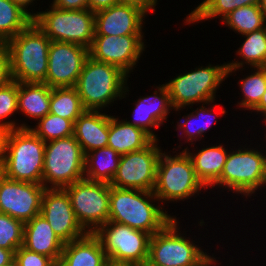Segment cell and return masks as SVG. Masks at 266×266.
<instances>
[{
    "label": "cell",
    "mask_w": 266,
    "mask_h": 266,
    "mask_svg": "<svg viewBox=\"0 0 266 266\" xmlns=\"http://www.w3.org/2000/svg\"><path fill=\"white\" fill-rule=\"evenodd\" d=\"M252 111L257 112L256 114H261L264 117V122L266 123V91L264 92L259 104Z\"/></svg>",
    "instance_id": "ee69618b"
},
{
    "label": "cell",
    "mask_w": 266,
    "mask_h": 266,
    "mask_svg": "<svg viewBox=\"0 0 266 266\" xmlns=\"http://www.w3.org/2000/svg\"><path fill=\"white\" fill-rule=\"evenodd\" d=\"M51 4L62 10L88 9V0H53Z\"/></svg>",
    "instance_id": "f35d334b"
},
{
    "label": "cell",
    "mask_w": 266,
    "mask_h": 266,
    "mask_svg": "<svg viewBox=\"0 0 266 266\" xmlns=\"http://www.w3.org/2000/svg\"><path fill=\"white\" fill-rule=\"evenodd\" d=\"M128 77L120 68L88 56L75 86L84 109L103 112L114 101L126 98Z\"/></svg>",
    "instance_id": "7a4b0ae2"
},
{
    "label": "cell",
    "mask_w": 266,
    "mask_h": 266,
    "mask_svg": "<svg viewBox=\"0 0 266 266\" xmlns=\"http://www.w3.org/2000/svg\"><path fill=\"white\" fill-rule=\"evenodd\" d=\"M158 0H117V3L123 4H133L142 9H144L147 13L154 12L155 7L158 4Z\"/></svg>",
    "instance_id": "ab89813d"
},
{
    "label": "cell",
    "mask_w": 266,
    "mask_h": 266,
    "mask_svg": "<svg viewBox=\"0 0 266 266\" xmlns=\"http://www.w3.org/2000/svg\"><path fill=\"white\" fill-rule=\"evenodd\" d=\"M253 148V149H252ZM239 147L229 151L223 171L212 188H226L235 194H252L266 186V150ZM264 152V153H262ZM216 185V186H215Z\"/></svg>",
    "instance_id": "52a82bcc"
},
{
    "label": "cell",
    "mask_w": 266,
    "mask_h": 266,
    "mask_svg": "<svg viewBox=\"0 0 266 266\" xmlns=\"http://www.w3.org/2000/svg\"><path fill=\"white\" fill-rule=\"evenodd\" d=\"M64 244L41 214L25 222L22 246L28 250L46 255L55 262H59Z\"/></svg>",
    "instance_id": "44dd1931"
},
{
    "label": "cell",
    "mask_w": 266,
    "mask_h": 266,
    "mask_svg": "<svg viewBox=\"0 0 266 266\" xmlns=\"http://www.w3.org/2000/svg\"><path fill=\"white\" fill-rule=\"evenodd\" d=\"M227 79V64L196 67L165 83L173 109L215 101L216 91Z\"/></svg>",
    "instance_id": "ba28073f"
},
{
    "label": "cell",
    "mask_w": 266,
    "mask_h": 266,
    "mask_svg": "<svg viewBox=\"0 0 266 266\" xmlns=\"http://www.w3.org/2000/svg\"><path fill=\"white\" fill-rule=\"evenodd\" d=\"M51 40L32 22L6 42L12 80L45 83Z\"/></svg>",
    "instance_id": "3957f363"
},
{
    "label": "cell",
    "mask_w": 266,
    "mask_h": 266,
    "mask_svg": "<svg viewBox=\"0 0 266 266\" xmlns=\"http://www.w3.org/2000/svg\"><path fill=\"white\" fill-rule=\"evenodd\" d=\"M89 49L75 43L51 41L45 83L51 88L75 87Z\"/></svg>",
    "instance_id": "5bb4252c"
},
{
    "label": "cell",
    "mask_w": 266,
    "mask_h": 266,
    "mask_svg": "<svg viewBox=\"0 0 266 266\" xmlns=\"http://www.w3.org/2000/svg\"><path fill=\"white\" fill-rule=\"evenodd\" d=\"M78 223L94 233L109 220L110 184L82 179L64 187Z\"/></svg>",
    "instance_id": "8fae6325"
},
{
    "label": "cell",
    "mask_w": 266,
    "mask_h": 266,
    "mask_svg": "<svg viewBox=\"0 0 266 266\" xmlns=\"http://www.w3.org/2000/svg\"><path fill=\"white\" fill-rule=\"evenodd\" d=\"M51 87L46 83L18 82V113L37 122L49 113Z\"/></svg>",
    "instance_id": "d4e9b609"
},
{
    "label": "cell",
    "mask_w": 266,
    "mask_h": 266,
    "mask_svg": "<svg viewBox=\"0 0 266 266\" xmlns=\"http://www.w3.org/2000/svg\"><path fill=\"white\" fill-rule=\"evenodd\" d=\"M13 1L18 7H20L23 11H25L32 19L35 18V13H31L27 8L29 5H33V1L35 0H11ZM32 3V4H31Z\"/></svg>",
    "instance_id": "7bdbcfd3"
},
{
    "label": "cell",
    "mask_w": 266,
    "mask_h": 266,
    "mask_svg": "<svg viewBox=\"0 0 266 266\" xmlns=\"http://www.w3.org/2000/svg\"><path fill=\"white\" fill-rule=\"evenodd\" d=\"M109 260L94 233L65 243L59 263L62 266H107Z\"/></svg>",
    "instance_id": "7402d4cb"
},
{
    "label": "cell",
    "mask_w": 266,
    "mask_h": 266,
    "mask_svg": "<svg viewBox=\"0 0 266 266\" xmlns=\"http://www.w3.org/2000/svg\"><path fill=\"white\" fill-rule=\"evenodd\" d=\"M45 144L31 129L8 131L1 174L16 181L42 184Z\"/></svg>",
    "instance_id": "277c9868"
},
{
    "label": "cell",
    "mask_w": 266,
    "mask_h": 266,
    "mask_svg": "<svg viewBox=\"0 0 266 266\" xmlns=\"http://www.w3.org/2000/svg\"><path fill=\"white\" fill-rule=\"evenodd\" d=\"M94 235L111 262L144 264L148 260L151 235L144 231L108 221Z\"/></svg>",
    "instance_id": "7c38bea8"
},
{
    "label": "cell",
    "mask_w": 266,
    "mask_h": 266,
    "mask_svg": "<svg viewBox=\"0 0 266 266\" xmlns=\"http://www.w3.org/2000/svg\"><path fill=\"white\" fill-rule=\"evenodd\" d=\"M212 103L217 106L215 101L203 103L200 108H197L195 111L193 110L186 116L184 115L181 120L177 121L176 129L180 132L182 129L183 132H181L180 135L182 136V134L184 133V137H186L185 143L189 141L192 146L193 144H195L193 142L198 141L199 138H203V135L209 130V127L213 124L214 121L215 123H217V112L215 114L212 113L214 112L213 110L216 108V106L214 104L212 105ZM207 105H210L211 108L207 107ZM182 119H184V121Z\"/></svg>",
    "instance_id": "83f0119b"
},
{
    "label": "cell",
    "mask_w": 266,
    "mask_h": 266,
    "mask_svg": "<svg viewBox=\"0 0 266 266\" xmlns=\"http://www.w3.org/2000/svg\"><path fill=\"white\" fill-rule=\"evenodd\" d=\"M155 201L159 204L153 191L115 188L110 185L108 221L127 225L152 236L175 218L162 208V204H153Z\"/></svg>",
    "instance_id": "6da1fadb"
},
{
    "label": "cell",
    "mask_w": 266,
    "mask_h": 266,
    "mask_svg": "<svg viewBox=\"0 0 266 266\" xmlns=\"http://www.w3.org/2000/svg\"><path fill=\"white\" fill-rule=\"evenodd\" d=\"M7 130L0 127V166L3 164L4 151H5V140L7 135Z\"/></svg>",
    "instance_id": "f6af8a7d"
},
{
    "label": "cell",
    "mask_w": 266,
    "mask_h": 266,
    "mask_svg": "<svg viewBox=\"0 0 266 266\" xmlns=\"http://www.w3.org/2000/svg\"><path fill=\"white\" fill-rule=\"evenodd\" d=\"M53 266H59V262H56Z\"/></svg>",
    "instance_id": "f907efd6"
},
{
    "label": "cell",
    "mask_w": 266,
    "mask_h": 266,
    "mask_svg": "<svg viewBox=\"0 0 266 266\" xmlns=\"http://www.w3.org/2000/svg\"><path fill=\"white\" fill-rule=\"evenodd\" d=\"M14 113H18V82L12 80L0 88V127L7 131L19 129V123L12 121L11 118L8 121H3Z\"/></svg>",
    "instance_id": "e575fe53"
},
{
    "label": "cell",
    "mask_w": 266,
    "mask_h": 266,
    "mask_svg": "<svg viewBox=\"0 0 266 266\" xmlns=\"http://www.w3.org/2000/svg\"><path fill=\"white\" fill-rule=\"evenodd\" d=\"M12 81L10 59L6 42L0 41V88Z\"/></svg>",
    "instance_id": "74e56055"
},
{
    "label": "cell",
    "mask_w": 266,
    "mask_h": 266,
    "mask_svg": "<svg viewBox=\"0 0 266 266\" xmlns=\"http://www.w3.org/2000/svg\"><path fill=\"white\" fill-rule=\"evenodd\" d=\"M144 35H95L89 56L120 68L129 77L145 51Z\"/></svg>",
    "instance_id": "9a60e30c"
},
{
    "label": "cell",
    "mask_w": 266,
    "mask_h": 266,
    "mask_svg": "<svg viewBox=\"0 0 266 266\" xmlns=\"http://www.w3.org/2000/svg\"><path fill=\"white\" fill-rule=\"evenodd\" d=\"M153 93L149 96H141L137 102L135 101V106L132 110L133 120L127 121L126 118L125 121L133 126L142 128L154 140H157L158 137L152 129H159V127L164 125L168 114L174 109L165 84L156 86V90Z\"/></svg>",
    "instance_id": "d6986e66"
},
{
    "label": "cell",
    "mask_w": 266,
    "mask_h": 266,
    "mask_svg": "<svg viewBox=\"0 0 266 266\" xmlns=\"http://www.w3.org/2000/svg\"><path fill=\"white\" fill-rule=\"evenodd\" d=\"M49 9L35 12L33 22L51 41L91 47L95 36V12L89 9L62 10L52 4Z\"/></svg>",
    "instance_id": "9c48e42d"
},
{
    "label": "cell",
    "mask_w": 266,
    "mask_h": 266,
    "mask_svg": "<svg viewBox=\"0 0 266 266\" xmlns=\"http://www.w3.org/2000/svg\"><path fill=\"white\" fill-rule=\"evenodd\" d=\"M148 13L133 4L117 3L95 12V35H144L142 29Z\"/></svg>",
    "instance_id": "ac0fdd59"
},
{
    "label": "cell",
    "mask_w": 266,
    "mask_h": 266,
    "mask_svg": "<svg viewBox=\"0 0 266 266\" xmlns=\"http://www.w3.org/2000/svg\"><path fill=\"white\" fill-rule=\"evenodd\" d=\"M253 73L240 79L237 84L242 92V100L237 104L245 110H253L266 91V67H254ZM256 70V71H255Z\"/></svg>",
    "instance_id": "836d02e7"
},
{
    "label": "cell",
    "mask_w": 266,
    "mask_h": 266,
    "mask_svg": "<svg viewBox=\"0 0 266 266\" xmlns=\"http://www.w3.org/2000/svg\"><path fill=\"white\" fill-rule=\"evenodd\" d=\"M154 139L142 128L109 115V137L107 147L113 148L119 155L139 151Z\"/></svg>",
    "instance_id": "603a6c76"
},
{
    "label": "cell",
    "mask_w": 266,
    "mask_h": 266,
    "mask_svg": "<svg viewBox=\"0 0 266 266\" xmlns=\"http://www.w3.org/2000/svg\"><path fill=\"white\" fill-rule=\"evenodd\" d=\"M161 152L156 169L154 195L160 203L178 202L199 195L206 187L198 179L192 160L185 150L176 155Z\"/></svg>",
    "instance_id": "8992f818"
},
{
    "label": "cell",
    "mask_w": 266,
    "mask_h": 266,
    "mask_svg": "<svg viewBox=\"0 0 266 266\" xmlns=\"http://www.w3.org/2000/svg\"><path fill=\"white\" fill-rule=\"evenodd\" d=\"M117 4V0H88V9L97 12Z\"/></svg>",
    "instance_id": "60d3db41"
},
{
    "label": "cell",
    "mask_w": 266,
    "mask_h": 266,
    "mask_svg": "<svg viewBox=\"0 0 266 266\" xmlns=\"http://www.w3.org/2000/svg\"><path fill=\"white\" fill-rule=\"evenodd\" d=\"M260 0H203L185 19V24L190 25L195 22L207 21L215 17L222 20L236 8L259 5ZM222 16V17H221Z\"/></svg>",
    "instance_id": "f1b7e54d"
},
{
    "label": "cell",
    "mask_w": 266,
    "mask_h": 266,
    "mask_svg": "<svg viewBox=\"0 0 266 266\" xmlns=\"http://www.w3.org/2000/svg\"><path fill=\"white\" fill-rule=\"evenodd\" d=\"M226 27L238 34L244 35L266 26V20L259 5H248L236 8L222 20Z\"/></svg>",
    "instance_id": "1f68e13d"
},
{
    "label": "cell",
    "mask_w": 266,
    "mask_h": 266,
    "mask_svg": "<svg viewBox=\"0 0 266 266\" xmlns=\"http://www.w3.org/2000/svg\"><path fill=\"white\" fill-rule=\"evenodd\" d=\"M85 111L75 87L51 88L49 113L73 123Z\"/></svg>",
    "instance_id": "f546056e"
},
{
    "label": "cell",
    "mask_w": 266,
    "mask_h": 266,
    "mask_svg": "<svg viewBox=\"0 0 266 266\" xmlns=\"http://www.w3.org/2000/svg\"><path fill=\"white\" fill-rule=\"evenodd\" d=\"M259 7L260 11L263 13V16L266 20V0H260Z\"/></svg>",
    "instance_id": "7dc6e473"
},
{
    "label": "cell",
    "mask_w": 266,
    "mask_h": 266,
    "mask_svg": "<svg viewBox=\"0 0 266 266\" xmlns=\"http://www.w3.org/2000/svg\"><path fill=\"white\" fill-rule=\"evenodd\" d=\"M73 136L84 154L107 147L109 115L100 111L85 110L74 122Z\"/></svg>",
    "instance_id": "ffe728a7"
},
{
    "label": "cell",
    "mask_w": 266,
    "mask_h": 266,
    "mask_svg": "<svg viewBox=\"0 0 266 266\" xmlns=\"http://www.w3.org/2000/svg\"><path fill=\"white\" fill-rule=\"evenodd\" d=\"M85 154L72 135L46 142L42 185L64 188L85 178Z\"/></svg>",
    "instance_id": "30bf717a"
},
{
    "label": "cell",
    "mask_w": 266,
    "mask_h": 266,
    "mask_svg": "<svg viewBox=\"0 0 266 266\" xmlns=\"http://www.w3.org/2000/svg\"><path fill=\"white\" fill-rule=\"evenodd\" d=\"M179 222L173 218L162 230L150 237L148 260L160 266H215L217 258L209 256L193 239L179 231ZM191 239V240H190ZM217 263V264H216Z\"/></svg>",
    "instance_id": "5b68a950"
},
{
    "label": "cell",
    "mask_w": 266,
    "mask_h": 266,
    "mask_svg": "<svg viewBox=\"0 0 266 266\" xmlns=\"http://www.w3.org/2000/svg\"><path fill=\"white\" fill-rule=\"evenodd\" d=\"M40 214L64 243L84 237L87 232L78 223L68 193L64 188H46Z\"/></svg>",
    "instance_id": "e0dca14e"
},
{
    "label": "cell",
    "mask_w": 266,
    "mask_h": 266,
    "mask_svg": "<svg viewBox=\"0 0 266 266\" xmlns=\"http://www.w3.org/2000/svg\"><path fill=\"white\" fill-rule=\"evenodd\" d=\"M24 222L0 213V248L17 250L23 245Z\"/></svg>",
    "instance_id": "d590c367"
},
{
    "label": "cell",
    "mask_w": 266,
    "mask_h": 266,
    "mask_svg": "<svg viewBox=\"0 0 266 266\" xmlns=\"http://www.w3.org/2000/svg\"><path fill=\"white\" fill-rule=\"evenodd\" d=\"M33 19L11 0H0V41L7 42L26 29Z\"/></svg>",
    "instance_id": "4dcf8cb0"
},
{
    "label": "cell",
    "mask_w": 266,
    "mask_h": 266,
    "mask_svg": "<svg viewBox=\"0 0 266 266\" xmlns=\"http://www.w3.org/2000/svg\"><path fill=\"white\" fill-rule=\"evenodd\" d=\"M4 266H20L17 260L14 258L9 263L5 264Z\"/></svg>",
    "instance_id": "c3c4849f"
},
{
    "label": "cell",
    "mask_w": 266,
    "mask_h": 266,
    "mask_svg": "<svg viewBox=\"0 0 266 266\" xmlns=\"http://www.w3.org/2000/svg\"><path fill=\"white\" fill-rule=\"evenodd\" d=\"M16 250H7L0 248V266H4L15 258Z\"/></svg>",
    "instance_id": "b9f144b4"
},
{
    "label": "cell",
    "mask_w": 266,
    "mask_h": 266,
    "mask_svg": "<svg viewBox=\"0 0 266 266\" xmlns=\"http://www.w3.org/2000/svg\"><path fill=\"white\" fill-rule=\"evenodd\" d=\"M107 266H142V264L109 261Z\"/></svg>",
    "instance_id": "bcb514c9"
},
{
    "label": "cell",
    "mask_w": 266,
    "mask_h": 266,
    "mask_svg": "<svg viewBox=\"0 0 266 266\" xmlns=\"http://www.w3.org/2000/svg\"><path fill=\"white\" fill-rule=\"evenodd\" d=\"M158 141L153 140L139 151L121 155L117 172L110 185L115 188L153 191L156 182V169L162 152Z\"/></svg>",
    "instance_id": "4fadbf2b"
},
{
    "label": "cell",
    "mask_w": 266,
    "mask_h": 266,
    "mask_svg": "<svg viewBox=\"0 0 266 266\" xmlns=\"http://www.w3.org/2000/svg\"><path fill=\"white\" fill-rule=\"evenodd\" d=\"M120 158L121 155L110 147L98 148L85 154V179L110 184L117 172Z\"/></svg>",
    "instance_id": "4316f807"
},
{
    "label": "cell",
    "mask_w": 266,
    "mask_h": 266,
    "mask_svg": "<svg viewBox=\"0 0 266 266\" xmlns=\"http://www.w3.org/2000/svg\"><path fill=\"white\" fill-rule=\"evenodd\" d=\"M225 145H210L192 153L188 146L184 148L190 156L198 179L206 188H210L220 177L228 156Z\"/></svg>",
    "instance_id": "cb8c5ba5"
},
{
    "label": "cell",
    "mask_w": 266,
    "mask_h": 266,
    "mask_svg": "<svg viewBox=\"0 0 266 266\" xmlns=\"http://www.w3.org/2000/svg\"><path fill=\"white\" fill-rule=\"evenodd\" d=\"M142 266H160V265L152 264L149 260H147L144 264H142Z\"/></svg>",
    "instance_id": "681fc988"
},
{
    "label": "cell",
    "mask_w": 266,
    "mask_h": 266,
    "mask_svg": "<svg viewBox=\"0 0 266 266\" xmlns=\"http://www.w3.org/2000/svg\"><path fill=\"white\" fill-rule=\"evenodd\" d=\"M46 188L9 179L0 173V213L27 222L40 214Z\"/></svg>",
    "instance_id": "2e32d148"
},
{
    "label": "cell",
    "mask_w": 266,
    "mask_h": 266,
    "mask_svg": "<svg viewBox=\"0 0 266 266\" xmlns=\"http://www.w3.org/2000/svg\"><path fill=\"white\" fill-rule=\"evenodd\" d=\"M242 36L245 40L236 51L242 61L235 59V61L232 60L233 62L226 63L227 77L232 75V72L236 73L239 69H244L245 64L250 68L266 67V26Z\"/></svg>",
    "instance_id": "484cf974"
},
{
    "label": "cell",
    "mask_w": 266,
    "mask_h": 266,
    "mask_svg": "<svg viewBox=\"0 0 266 266\" xmlns=\"http://www.w3.org/2000/svg\"><path fill=\"white\" fill-rule=\"evenodd\" d=\"M36 124L38 125L31 127L26 123H22L20 124V128L31 129L45 143L73 135L74 123L69 119H64L52 113L45 115Z\"/></svg>",
    "instance_id": "d6a6232c"
},
{
    "label": "cell",
    "mask_w": 266,
    "mask_h": 266,
    "mask_svg": "<svg viewBox=\"0 0 266 266\" xmlns=\"http://www.w3.org/2000/svg\"><path fill=\"white\" fill-rule=\"evenodd\" d=\"M15 259L20 266H53L56 263L52 258L30 251L23 246L15 251Z\"/></svg>",
    "instance_id": "8d00e7d4"
}]
</instances>
